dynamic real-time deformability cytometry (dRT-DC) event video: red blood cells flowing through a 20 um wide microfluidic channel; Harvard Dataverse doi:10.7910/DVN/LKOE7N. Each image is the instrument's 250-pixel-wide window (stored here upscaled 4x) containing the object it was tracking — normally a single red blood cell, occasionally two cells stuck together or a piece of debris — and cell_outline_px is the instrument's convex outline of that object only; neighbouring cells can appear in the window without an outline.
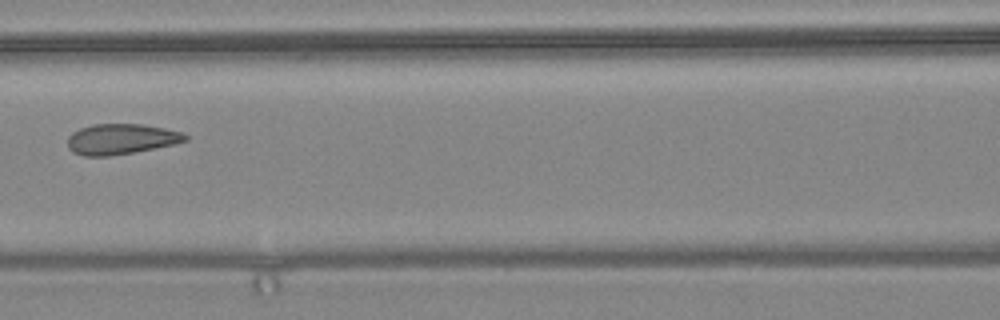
{"species": "common noctule bat (a hibernating species)", "species_latin": "Nyctalus noctula", "temperature_condition": "warm", "stored_images_in_passage": 9, "camera_frame_rate_fps": 3000, "um_per_image_px": 0.085, "animal": {"sex": "female", "body_mass_g": 24.6, "forearm_length_mm": 56.2}, "frame": {"image": 1, "passage_image": 6, "time_ms": 1.667, "image_size_px": [1000, 320], "cell_outline_px": [[188, 140], [172, 144], [112, 156], [84, 156], [72, 152], [68, 148], [68, 136], [72, 132], [80, 128], [92, 124], [144, 124], [164, 128], [180, 132], [188, 136]], "centroid_in_image_um": [10.24, 11.82], "position_along_channel_um": 156.4, "area_um2": 20.81}}
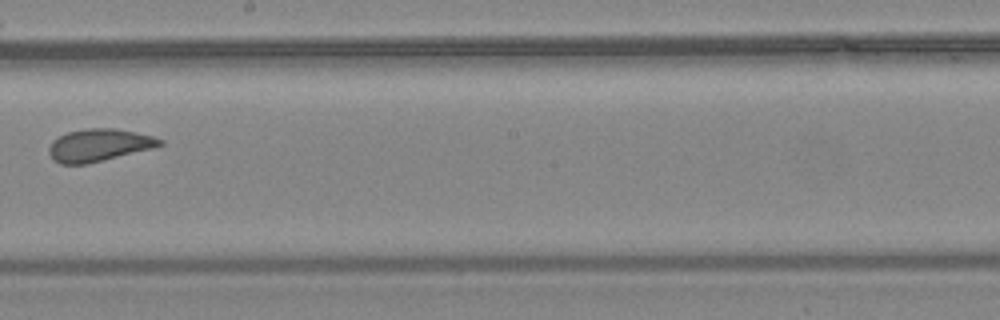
{"frame": {"image": 2, "passage_image": 8, "time_ms": 2.333, "image_size_px": [1000, 320], "cell_outline_px": [[164, 144], [152, 148], [88, 164], [60, 164], [52, 160], [48, 152], [48, 148], [52, 140], [68, 132], [88, 128], [116, 128], [152, 136], [164, 140]], "centroid_in_image_um": [8.38, 12.34], "position_along_channel_um": 239.8, "area_um2": 20.98}}
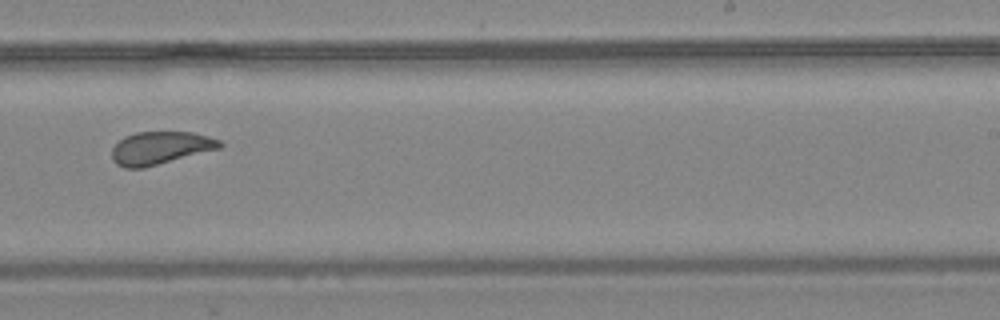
{"frame": {"image": 3, "passage_image": 9, "time_ms": 2.667, "image_size_px": [1000, 320], "cell_outline_px": [[224, 144], [220, 148], [144, 168], [124, 168], [116, 164], [112, 160], [112, 148], [124, 136], [136, 132], [192, 132], [208, 136], [220, 140]], "centroid_in_image_um": [13.61, 12.58], "position_along_channel_um": 275.4, "area_um2": 20.63}}